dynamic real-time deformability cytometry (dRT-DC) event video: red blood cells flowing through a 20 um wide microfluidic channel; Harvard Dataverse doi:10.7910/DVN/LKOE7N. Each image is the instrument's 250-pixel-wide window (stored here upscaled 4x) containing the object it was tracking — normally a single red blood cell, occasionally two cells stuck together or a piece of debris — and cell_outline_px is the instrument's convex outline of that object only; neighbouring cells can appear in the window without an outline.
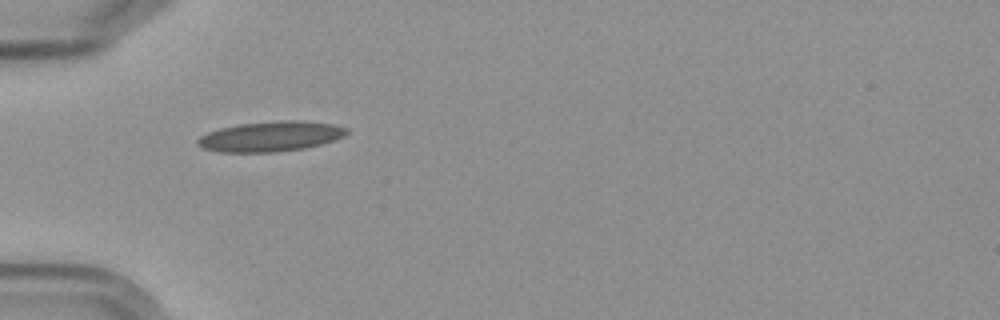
{"species": "Egyptian fruit bat (a non-hibernating species)", "species_latin": "Rousettus aegyptiacus", "temperature_condition": "cold", "stored_images_in_passage": 1, "camera_frame_rate_fps": 3000, "um_per_image_px": 0.085, "frame": {"image": 1, "passage_image": 1, "time_ms": 0.0, "image_size_px": [1000, 320], "cell_outline_px": [[348, 132], [344, 136], [320, 144], [304, 148], [276, 152], [220, 152], [204, 148], [196, 144], [196, 140], [200, 136], [208, 132], [220, 128], [240, 124], [284, 120], [304, 120], [336, 124], [348, 128]], "centroid_in_image_um": [23.01, 11.58], "position_along_channel_um": 62.0, "area_um2": 26.18}}